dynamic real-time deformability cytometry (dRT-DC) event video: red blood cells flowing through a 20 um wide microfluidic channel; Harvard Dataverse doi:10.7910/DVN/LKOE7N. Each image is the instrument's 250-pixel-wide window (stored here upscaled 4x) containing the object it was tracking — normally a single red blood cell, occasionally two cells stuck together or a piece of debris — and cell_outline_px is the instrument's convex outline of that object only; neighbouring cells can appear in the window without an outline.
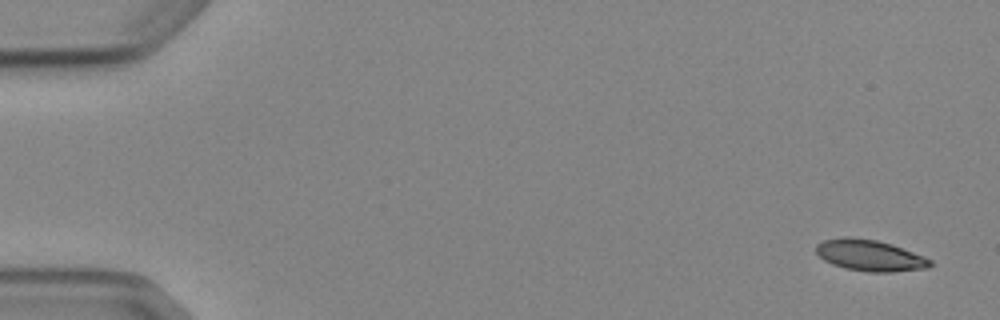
{"species": "Egyptian fruit bat (a non-hibernating species)", "species_latin": "Rousettus aegyptiacus", "temperature_condition": "cold", "stored_images_in_passage": 4, "camera_frame_rate_fps": 3000, "um_per_image_px": 0.085, "animal": {"sex": "female"}, "frame": {"image": 1, "passage_image": 1, "time_ms": 0.0, "image_size_px": [1000, 320], "cell_outline_px": [[936, 264], [928, 268], [892, 272], [868, 272], [844, 268], [832, 264], [824, 260], [816, 252], [816, 244], [824, 240], [844, 236], [848, 236], [876, 240], [892, 244], [924, 256], [932, 260]], "centroid_in_image_um": [73.96, 21.71], "position_along_channel_um": 11.0, "area_um2": 20.98}}
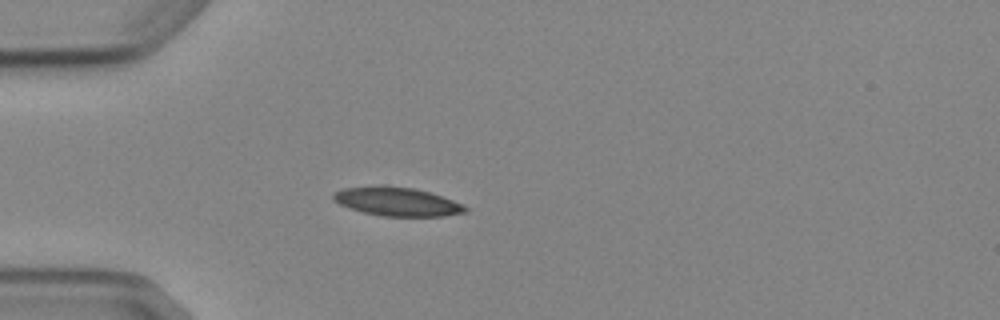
{"frame": {"image": 2, "passage_image": 4, "time_ms": 4.333, "image_size_px": [1000, 320], "cell_outline_px": [[468, 212], [444, 216], [384, 216], [364, 212], [348, 208], [332, 200], [332, 196], [336, 192], [344, 188], [416, 188], [464, 204], [468, 208]], "centroid_in_image_um": [33.82, 17.18], "position_along_channel_um": 51.2, "area_um2": 21.21}}